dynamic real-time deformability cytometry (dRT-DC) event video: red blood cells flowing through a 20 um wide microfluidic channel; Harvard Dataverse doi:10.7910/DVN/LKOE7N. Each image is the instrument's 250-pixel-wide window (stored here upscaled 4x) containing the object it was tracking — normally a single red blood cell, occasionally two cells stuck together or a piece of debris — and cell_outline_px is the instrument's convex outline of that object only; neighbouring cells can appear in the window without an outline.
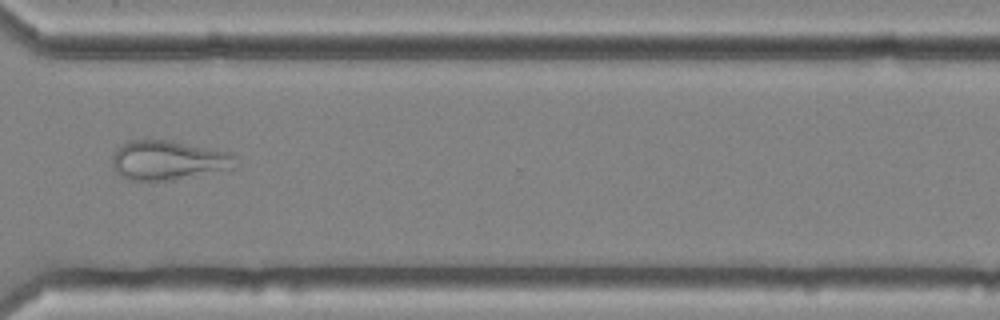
{"species": "common noctule bat (a hibernating species)", "species_latin": "Nyctalus noctula", "temperature_condition": "cold", "stored_images_in_passage": 46, "camera_frame_rate_fps": 3000, "um_per_image_px": 0.085, "animal": {"sex": "female", "body_mass_g": 25.1}, "frame": {"image": 1, "passage_image": 33, "time_ms": 10.667, "image_size_px": [1000, 320], "cell_outline_px": [[236, 168], [152, 184], [128, 180], [120, 176], [112, 168], [112, 156], [128, 140], [168, 140], [228, 152], [236, 156]], "centroid_in_image_um": [14.27, 13.68], "position_along_channel_um": 356.3, "area_um2": 28.84}}
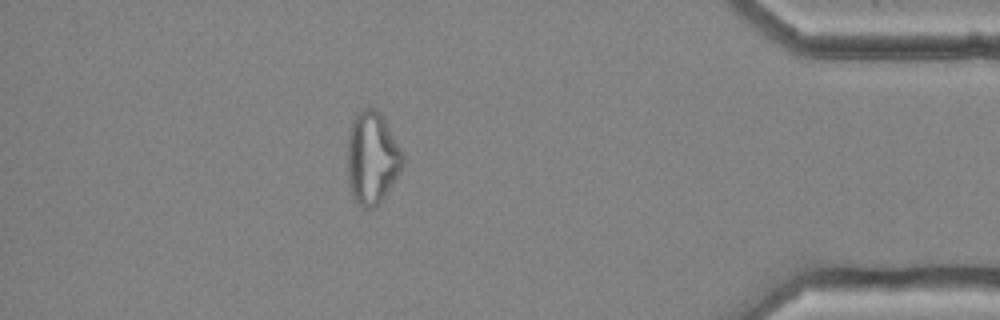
{"frame": {"image": 2, "passage_image": 40, "time_ms": 13.0, "image_size_px": [1000, 320], "cell_outline_px": [[404, 164], [400, 172], [384, 196], [372, 208], [364, 208], [356, 200], [348, 184], [348, 132], [352, 120], [356, 112], [364, 108], [376, 108], [384, 116], [404, 156]], "centroid_in_image_um": [31.63, 13.36], "position_along_channel_um": 403.6, "area_um2": 29.71}, "authors_computed_cell_mechanics": {"area_um2": 29.2757, "velocity_mm_per_s": 3.629, "shape_relaxation_time_tau1_ms": null, "shape_relaxation_time_tau2_ms": 2.5356, "deformation_change_tau1": null, "deformation_change_tau2": 0.1091}}